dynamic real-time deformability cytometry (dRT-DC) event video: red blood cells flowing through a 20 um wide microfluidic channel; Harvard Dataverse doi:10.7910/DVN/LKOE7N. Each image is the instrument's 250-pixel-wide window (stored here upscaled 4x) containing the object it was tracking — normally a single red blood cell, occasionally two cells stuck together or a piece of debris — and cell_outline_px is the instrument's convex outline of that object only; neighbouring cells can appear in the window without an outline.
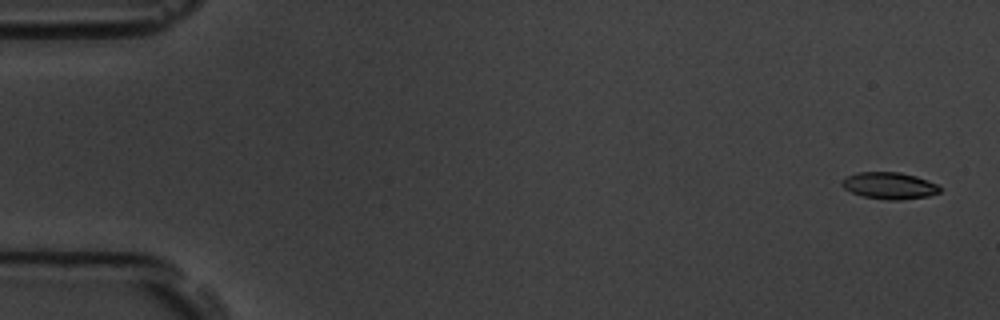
{"species": "common noctule bat (a hibernating species)", "species_latin": "Nyctalus noctula", "temperature_condition": "room temperature", "stored_images_in_passage": 6, "segment_of_instrument_passage": [1, 2], "camera_frame_rate_fps": 3000, "um_per_image_px": 0.085, "animal": {"sex": "male", "body_mass_g": 19.5, "forearm_length_mm": 54.6}, "frame": {"image": 1, "passage_image": 1, "time_ms": 0.0, "image_size_px": [1000, 320], "cell_outline_px": [[940, 192], [928, 196], [900, 200], [888, 200], [864, 196], [852, 192], [844, 188], [840, 184], [840, 180], [856, 172], [900, 172], [916, 176], [936, 184], [940, 188]], "centroid_in_image_um": [75.57, 15.77], "position_along_channel_um": 9.4, "area_um2": 15.2}}
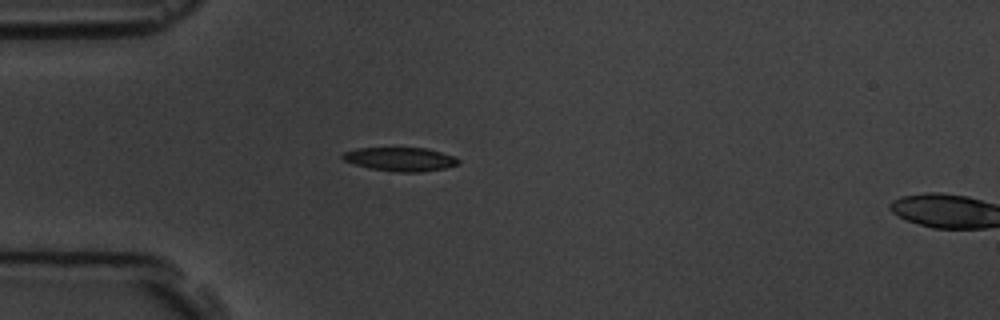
{"frame": {"image": 2, "passage_image": 5, "time_ms": 4.667, "image_size_px": [1000, 320], "cell_outline_px": [[460, 164], [444, 168], [420, 172], [396, 172], [368, 168], [344, 160], [340, 156], [344, 152], [356, 148], [428, 148], [456, 156], [460, 160]], "centroid_in_image_um": [34.06, 13.53], "position_along_channel_um": 50.9, "area_um2": 16.13}}